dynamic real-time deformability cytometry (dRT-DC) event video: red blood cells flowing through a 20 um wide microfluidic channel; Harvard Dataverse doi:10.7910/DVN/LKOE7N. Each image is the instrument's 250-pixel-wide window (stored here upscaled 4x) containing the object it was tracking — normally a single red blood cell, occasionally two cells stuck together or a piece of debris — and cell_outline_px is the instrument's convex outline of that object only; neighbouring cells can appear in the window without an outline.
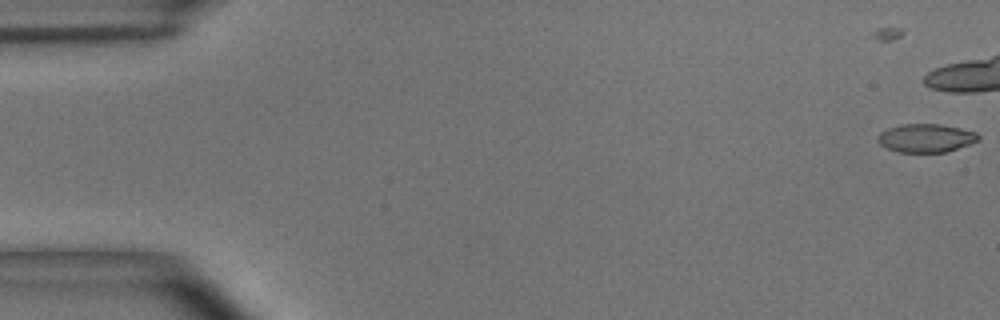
{"species": "common noctule bat (a hibernating species)", "species_latin": "Nyctalus noctula", "temperature_condition": "room temperature", "stored_images_in_passage": 11, "camera_frame_rate_fps": 3000, "um_per_image_px": 0.085, "animal": {"sex": "male", "body_mass_g": 15.6}, "frame": {"image": 1, "passage_image": 2, "time_ms": 0.333, "image_size_px": [1000, 320], "cell_outline_px": [[980, 140], [948, 152], [896, 152], [880, 144], [876, 136], [880, 132], [888, 128], [900, 124], [940, 124], [960, 128], [976, 132], [980, 136]], "centroid_in_image_um": [78.71, 11.73], "position_along_channel_um": 6.3, "area_um2": 16.76}}